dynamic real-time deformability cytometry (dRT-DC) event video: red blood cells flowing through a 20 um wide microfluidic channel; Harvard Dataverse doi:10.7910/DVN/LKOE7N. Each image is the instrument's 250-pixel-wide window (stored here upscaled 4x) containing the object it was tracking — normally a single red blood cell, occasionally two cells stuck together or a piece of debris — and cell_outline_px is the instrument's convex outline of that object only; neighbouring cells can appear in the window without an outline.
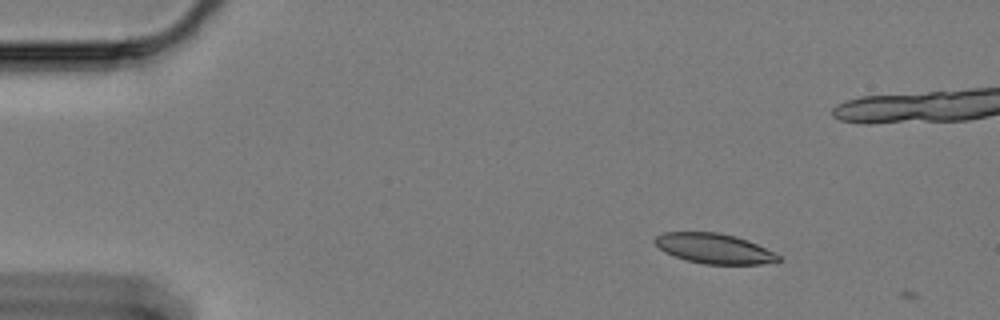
{"species": "Egyptian fruit bat (a non-hibernating species)", "species_latin": "Rousettus aegyptiacus", "temperature_condition": "cold", "stored_images_in_passage": 4, "camera_frame_rate_fps": 3000, "um_per_image_px": 0.085, "animal": {"sex": "female"}, "frame": {"image": 1, "passage_image": 2, "time_ms": 0.333, "image_size_px": [1000, 320], "cell_outline_px": [[784, 260], [760, 264], [704, 264], [684, 260], [664, 252], [652, 240], [656, 236], [664, 232], [720, 232], [736, 236], [748, 240], [780, 256]], "centroid_in_image_um": [60.67, 21.12], "position_along_channel_um": 24.3, "area_um2": 21.68}}